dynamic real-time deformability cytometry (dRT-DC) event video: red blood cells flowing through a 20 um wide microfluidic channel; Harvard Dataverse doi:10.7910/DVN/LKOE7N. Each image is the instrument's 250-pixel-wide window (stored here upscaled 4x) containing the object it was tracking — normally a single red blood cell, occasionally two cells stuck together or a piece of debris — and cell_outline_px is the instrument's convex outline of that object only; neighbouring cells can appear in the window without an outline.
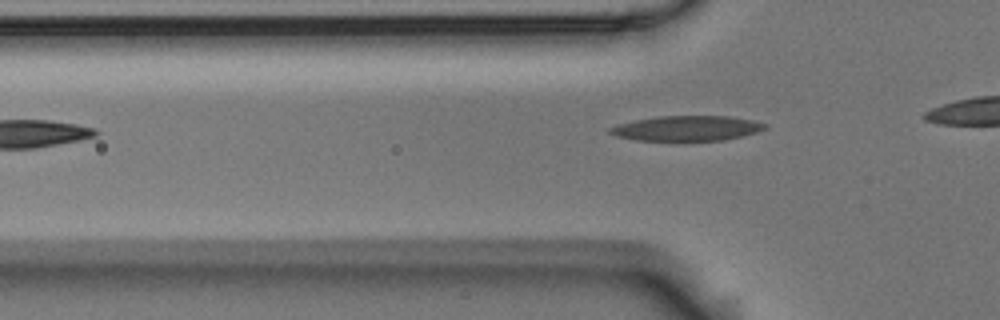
{"species": "Egyptian fruit bat (a non-hibernating species)", "species_latin": "Rousettus aegyptiacus", "temperature_condition": "room temperature", "stored_images_in_passage": 5, "segment_of_instrument_passage": [2, 2], "camera_frame_rate_fps": 3000, "um_per_image_px": 0.085, "animal": {"sex": "male"}, "frame": {"image": 1, "passage_image": 5, "time_ms": 1.333, "image_size_px": [1000, 320], "cell_outline_px": [[768, 128], [756, 132], [724, 140], [636, 140], [616, 136], [608, 132], [608, 128], [620, 124], [636, 120], [660, 116], [728, 116], [752, 120], [768, 124]], "centroid_in_image_um": [58.4, 10.9], "position_along_channel_um": 67.4, "area_um2": 22.37}}